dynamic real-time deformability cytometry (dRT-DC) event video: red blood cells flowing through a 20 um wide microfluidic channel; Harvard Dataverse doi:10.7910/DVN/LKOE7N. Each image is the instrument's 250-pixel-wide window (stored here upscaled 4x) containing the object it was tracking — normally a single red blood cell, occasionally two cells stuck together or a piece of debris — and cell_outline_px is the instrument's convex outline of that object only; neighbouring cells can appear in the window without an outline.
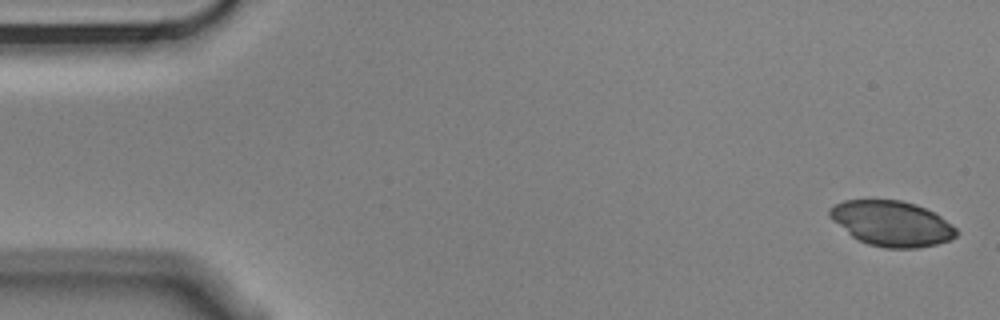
{"species": "Egyptian fruit bat (a non-hibernating species)", "species_latin": "Rousettus aegyptiacus", "temperature_condition": "cold", "stored_images_in_passage": 4, "camera_frame_rate_fps": 3000, "um_per_image_px": 0.085, "animal": {"sex": "male"}, "frame": {"image": 1, "passage_image": 1, "time_ms": 0.0, "image_size_px": [1000, 320], "cell_outline_px": [[960, 232], [956, 236], [948, 240], [936, 244], [916, 248], [884, 248], [868, 244], [852, 236], [832, 220], [828, 212], [828, 208], [844, 200], [900, 200], [916, 204], [940, 216], [956, 228]], "centroid_in_image_um": [75.79, 18.99], "position_along_channel_um": 9.2, "area_um2": 33.18}}